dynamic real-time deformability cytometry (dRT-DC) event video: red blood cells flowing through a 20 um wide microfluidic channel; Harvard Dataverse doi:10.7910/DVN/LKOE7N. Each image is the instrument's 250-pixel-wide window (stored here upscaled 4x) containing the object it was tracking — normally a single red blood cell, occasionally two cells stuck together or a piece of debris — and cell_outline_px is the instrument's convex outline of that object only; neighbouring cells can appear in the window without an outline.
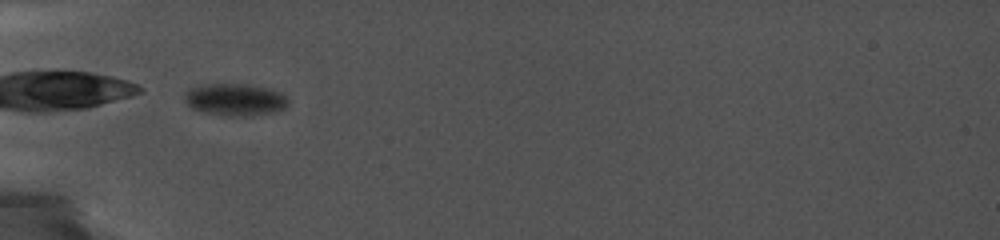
{"species": "common noctule bat (a hibernating species)", "species_latin": "Nyctalus noctula", "temperature_condition": "cold", "stored_images_in_passage": 43, "camera_frame_rate_fps": 5000, "um_per_image_px": 0.085, "animal": {"sex": "female", "body_mass_g": 19.0, "forearm_length_mm": 56.7}, "frame": {"image": 1, "passage_image": 1, "time_ms": 0.0, "image_size_px": [1000, 240], "cell_outline_px": [[288, 104], [284, 108], [272, 112], [252, 116], [224, 116], [204, 112], [192, 108], [188, 104], [184, 92], [192, 88], [204, 84], [244, 84], [268, 88], [280, 92], [288, 100]], "centroid_in_image_um": [19.99, 8.47], "position_along_channel_um": 65.0, "area_um2": 19.25}}